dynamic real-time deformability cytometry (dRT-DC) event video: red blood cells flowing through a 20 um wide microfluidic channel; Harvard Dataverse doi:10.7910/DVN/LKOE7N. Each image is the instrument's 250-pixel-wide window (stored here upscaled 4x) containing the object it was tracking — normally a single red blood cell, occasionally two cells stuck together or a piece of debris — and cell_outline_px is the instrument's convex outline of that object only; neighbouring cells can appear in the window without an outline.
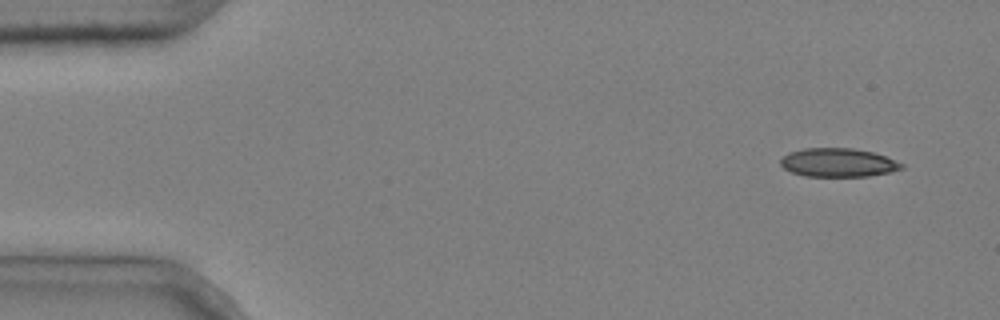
{"species": "common noctule bat (a hibernating species)", "species_latin": "Nyctalus noctula", "temperature_condition": "cold", "stored_images_in_passage": 6, "camera_frame_rate_fps": 3000, "um_per_image_px": 0.085, "animal": {"sex": "male", "body_mass_g": 20.4}, "frame": {"image": 1, "passage_image": 1, "time_ms": 0.0, "image_size_px": [1000, 320], "cell_outline_px": [[904, 168], [892, 172], [868, 176], [804, 176], [792, 172], [784, 168], [780, 164], [780, 160], [788, 152], [804, 148], [852, 148], [872, 152], [884, 156], [904, 164]], "centroid_in_image_um": [71.24, 13.82], "position_along_channel_um": 13.8, "area_um2": 20.17}}
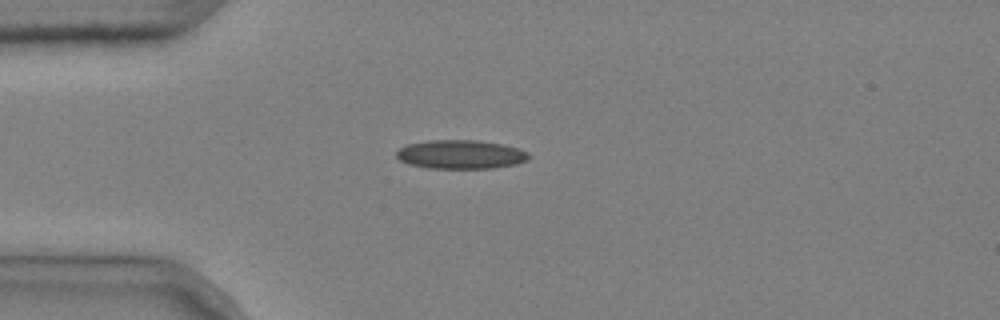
{"frame": {"image": 2, "passage_image": 4, "time_ms": 1.0, "image_size_px": [1000, 320], "cell_outline_px": [[532, 156], [528, 160], [516, 164], [492, 168], [428, 168], [408, 164], [400, 160], [396, 156], [396, 152], [400, 148], [408, 144], [428, 140], [476, 140], [504, 144], [520, 148], [528, 152]], "centroid_in_image_um": [39.2, 13.12], "position_along_channel_um": 45.8, "area_um2": 22.43}}